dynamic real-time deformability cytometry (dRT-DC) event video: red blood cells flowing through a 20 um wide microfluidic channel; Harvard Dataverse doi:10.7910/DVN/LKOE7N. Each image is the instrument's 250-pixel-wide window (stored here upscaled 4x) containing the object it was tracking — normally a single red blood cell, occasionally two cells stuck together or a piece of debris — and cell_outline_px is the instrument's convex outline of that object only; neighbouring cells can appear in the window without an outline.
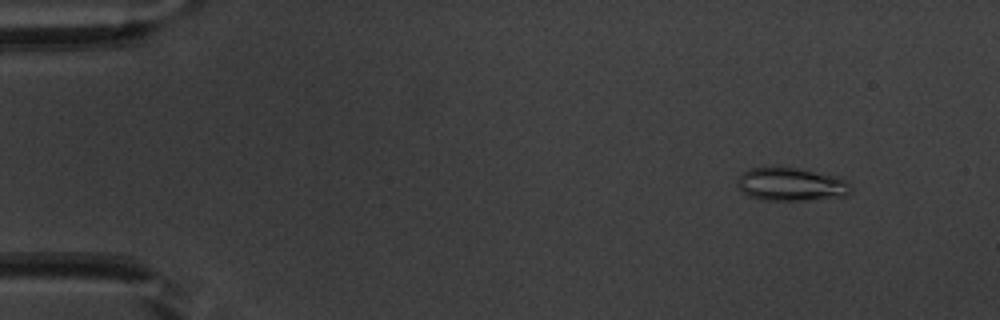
{"species": "common noctule bat (a hibernating species)", "species_latin": "Nyctalus noctula", "temperature_condition": "warm", "stored_images_in_passage": 2, "camera_frame_rate_fps": 3000, "um_per_image_px": 0.085, "animal": {"sex": "male", "body_mass_g": 20.1, "forearm_length_mm": 53.5}, "frame": {"image": 1, "passage_image": 1, "time_ms": 0.0, "image_size_px": [1000, 320], "cell_outline_px": [[852, 192], [844, 196], [812, 200], [760, 200], [748, 196], [740, 188], [736, 180], [748, 168], [780, 164], [800, 168], [836, 176], [844, 180], [852, 188]], "centroid_in_image_um": [67.21, 15.63], "position_along_channel_um": 17.8, "area_um2": 22.6}}